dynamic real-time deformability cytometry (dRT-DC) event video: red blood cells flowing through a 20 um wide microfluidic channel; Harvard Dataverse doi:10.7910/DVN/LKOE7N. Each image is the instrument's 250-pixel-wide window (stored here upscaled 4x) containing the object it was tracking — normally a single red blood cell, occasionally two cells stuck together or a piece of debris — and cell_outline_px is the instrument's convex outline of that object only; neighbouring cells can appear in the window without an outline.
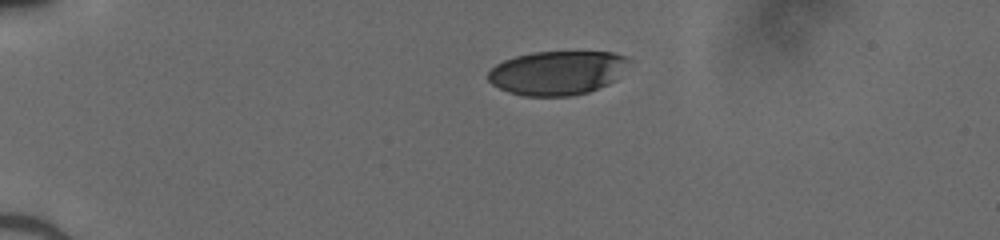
{"species": "human", "species_latin": "Homo sapiens", "temperature_condition": "cold", "stored_images_in_passage": 40, "camera_frame_rate_fps": 3000, "um_per_image_px": 0.085, "donor": {"sex": "male"}, "frame": {"image": 1, "passage_image": 1, "time_ms": 0.0, "image_size_px": [1000, 240], "cell_outline_px": [[628, 60], [616, 80], [608, 84], [588, 92], [572, 96], [524, 96], [508, 92], [492, 84], [488, 80], [488, 72], [496, 64], [504, 60], [516, 56], [532, 52], [612, 52], [628, 56]], "centroid_in_image_um": [47.34, 6.19], "position_along_channel_um": 37.7, "area_um2": 36.01}}
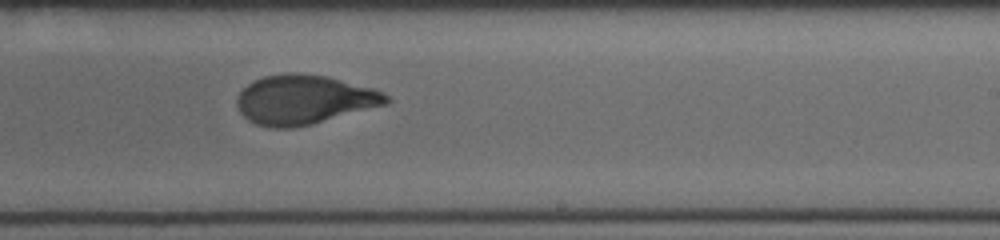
{"frame": {"image": 2, "passage_image": 22, "time_ms": 7.0, "image_size_px": [1000, 240], "cell_outline_px": [[392, 100], [388, 104], [312, 124], [292, 128], [272, 128], [256, 124], [248, 120], [240, 112], [236, 104], [236, 96], [252, 80], [264, 76], [284, 72], [300, 72], [328, 76], [372, 88], [384, 92]], "centroid_in_image_um": [25.84, 8.46], "position_along_channel_um": 263.2, "area_um2": 43.35}}
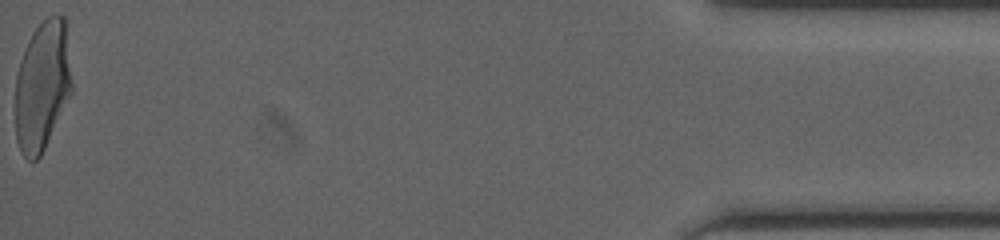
{"frame": {"image": 3, "passage_image": 40, "time_ms": 13.0, "image_size_px": [1000, 240], "cell_outline_px": [[72, 92], [40, 156], [36, 160], [28, 160], [24, 156], [16, 140], [16, 76], [20, 60], [32, 32], [52, 12], [56, 12], [64, 16], [72, 84]], "centroid_in_image_um": [3.59, 7.26], "position_along_channel_um": 431.6, "area_um2": 42.43}}